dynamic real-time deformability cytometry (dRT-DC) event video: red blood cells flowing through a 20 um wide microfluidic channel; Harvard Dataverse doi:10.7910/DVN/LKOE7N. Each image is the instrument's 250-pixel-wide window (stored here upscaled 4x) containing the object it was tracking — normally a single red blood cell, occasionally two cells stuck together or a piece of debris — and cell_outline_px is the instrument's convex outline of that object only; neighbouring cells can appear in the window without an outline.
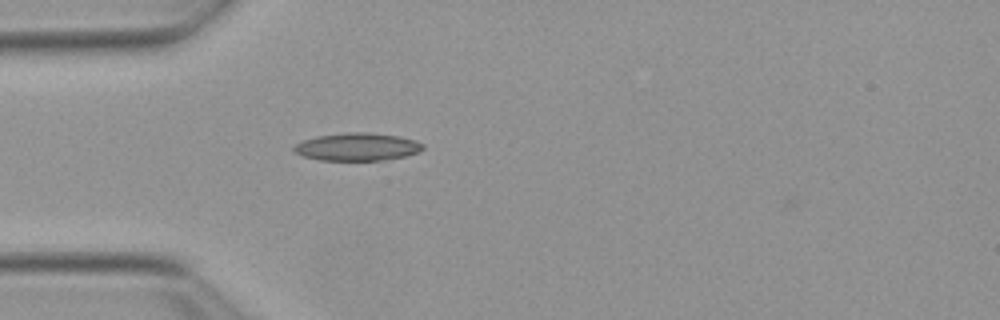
{"species": "Egyptian fruit bat (a non-hibernating species)", "species_latin": "Rousettus aegyptiacus", "temperature_condition": "warm", "stored_images_in_passage": 34, "camera_frame_rate_fps": 3000, "um_per_image_px": 0.085, "animal": {"sex": "female"}, "frame": {"image": 1, "passage_image": 5, "time_ms": 1.333, "image_size_px": [1000, 320], "cell_outline_px": [[424, 148], [416, 152], [404, 156], [384, 160], [320, 160], [304, 156], [292, 152], [292, 148], [296, 144], [304, 140], [316, 136], [348, 132], [368, 132], [400, 136], [416, 140], [424, 144]], "centroid_in_image_um": [30.36, 12.47], "position_along_channel_um": 54.6, "area_um2": 20.87}}
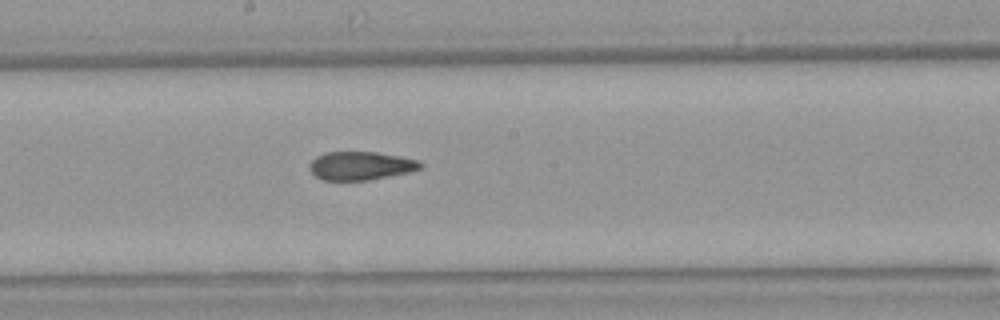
{"frame": {"image": 2, "passage_image": 18, "time_ms": 5.667, "image_size_px": [1000, 320], "cell_outline_px": [[424, 164], [420, 168], [408, 172], [368, 180], [324, 180], [316, 176], [308, 168], [312, 160], [316, 156], [324, 152], [376, 152], [400, 156], [420, 160]], "centroid_in_image_um": [30.66, 14.08], "position_along_channel_um": 217.5, "area_um2": 18.32}}
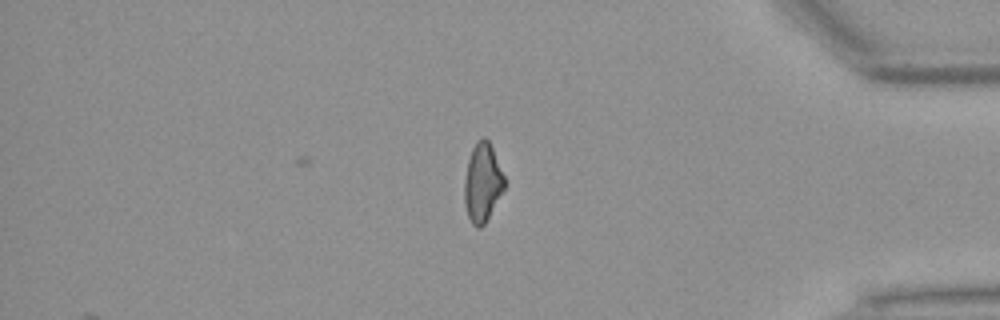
{"frame": {"image": 3, "passage_image": 34, "time_ms": 11.0, "image_size_px": [1000, 320], "cell_outline_px": [[504, 188], [484, 224], [480, 228], [476, 228], [472, 224], [468, 216], [464, 200], [464, 180], [468, 160], [472, 148], [476, 140], [484, 136], [488, 140], [492, 148], [504, 176]], "centroid_in_image_um": [40.98, 15.5], "position_along_channel_um": 394.2, "area_um2": 18.09}, "authors_computed_cell_mechanics": {"area_um2": 18.9295, "velocity_mm_per_s": 3.8905, "shape_relaxation_time_tau1_ms": null, "shape_relaxation_time_tau2_ms": 2.0638, "deformation_change_tau1": null, "deformation_change_tau2": 0.0865}}